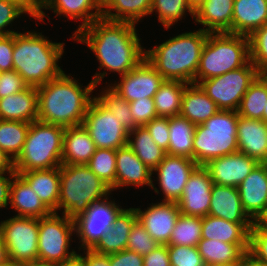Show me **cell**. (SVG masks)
Masks as SVG:
<instances>
[{
    "mask_svg": "<svg viewBox=\"0 0 267 266\" xmlns=\"http://www.w3.org/2000/svg\"><path fill=\"white\" fill-rule=\"evenodd\" d=\"M137 35L134 23L101 17L73 36L74 41L86 44L93 51L100 64L99 70L105 69L95 72L91 80L95 87L108 74L106 70L123 76L145 58V49Z\"/></svg>",
    "mask_w": 267,
    "mask_h": 266,
    "instance_id": "obj_1",
    "label": "cell"
},
{
    "mask_svg": "<svg viewBox=\"0 0 267 266\" xmlns=\"http://www.w3.org/2000/svg\"><path fill=\"white\" fill-rule=\"evenodd\" d=\"M64 72L46 84L38 86V118L43 123L64 128L82 125L87 108L93 99L95 85L90 81L86 87Z\"/></svg>",
    "mask_w": 267,
    "mask_h": 266,
    "instance_id": "obj_2",
    "label": "cell"
},
{
    "mask_svg": "<svg viewBox=\"0 0 267 266\" xmlns=\"http://www.w3.org/2000/svg\"><path fill=\"white\" fill-rule=\"evenodd\" d=\"M64 43L52 42L36 31L14 33L13 70L28 86H41L64 71L58 65Z\"/></svg>",
    "mask_w": 267,
    "mask_h": 266,
    "instance_id": "obj_3",
    "label": "cell"
},
{
    "mask_svg": "<svg viewBox=\"0 0 267 266\" xmlns=\"http://www.w3.org/2000/svg\"><path fill=\"white\" fill-rule=\"evenodd\" d=\"M208 33L202 28L186 32L145 50L147 61L164 80L194 84Z\"/></svg>",
    "mask_w": 267,
    "mask_h": 266,
    "instance_id": "obj_4",
    "label": "cell"
},
{
    "mask_svg": "<svg viewBox=\"0 0 267 266\" xmlns=\"http://www.w3.org/2000/svg\"><path fill=\"white\" fill-rule=\"evenodd\" d=\"M111 187L100 179L87 165L60 166V196L57 211L70 219L85 212L97 200L110 195Z\"/></svg>",
    "mask_w": 267,
    "mask_h": 266,
    "instance_id": "obj_5",
    "label": "cell"
},
{
    "mask_svg": "<svg viewBox=\"0 0 267 266\" xmlns=\"http://www.w3.org/2000/svg\"><path fill=\"white\" fill-rule=\"evenodd\" d=\"M250 61L249 38L232 33H208L194 84L245 66Z\"/></svg>",
    "mask_w": 267,
    "mask_h": 266,
    "instance_id": "obj_6",
    "label": "cell"
},
{
    "mask_svg": "<svg viewBox=\"0 0 267 266\" xmlns=\"http://www.w3.org/2000/svg\"><path fill=\"white\" fill-rule=\"evenodd\" d=\"M237 111L219 110L194 132V161L204 166L210 160L238 152Z\"/></svg>",
    "mask_w": 267,
    "mask_h": 266,
    "instance_id": "obj_7",
    "label": "cell"
},
{
    "mask_svg": "<svg viewBox=\"0 0 267 266\" xmlns=\"http://www.w3.org/2000/svg\"><path fill=\"white\" fill-rule=\"evenodd\" d=\"M64 131L62 126L38 120L30 123L23 149L14 161V171L27 172L61 166Z\"/></svg>",
    "mask_w": 267,
    "mask_h": 266,
    "instance_id": "obj_8",
    "label": "cell"
},
{
    "mask_svg": "<svg viewBox=\"0 0 267 266\" xmlns=\"http://www.w3.org/2000/svg\"><path fill=\"white\" fill-rule=\"evenodd\" d=\"M256 66L249 61L245 66L198 83L219 110L237 111L242 97L259 76Z\"/></svg>",
    "mask_w": 267,
    "mask_h": 266,
    "instance_id": "obj_9",
    "label": "cell"
},
{
    "mask_svg": "<svg viewBox=\"0 0 267 266\" xmlns=\"http://www.w3.org/2000/svg\"><path fill=\"white\" fill-rule=\"evenodd\" d=\"M75 232L74 220L52 212L39 218L38 261L57 265L76 253L69 251Z\"/></svg>",
    "mask_w": 267,
    "mask_h": 266,
    "instance_id": "obj_10",
    "label": "cell"
},
{
    "mask_svg": "<svg viewBox=\"0 0 267 266\" xmlns=\"http://www.w3.org/2000/svg\"><path fill=\"white\" fill-rule=\"evenodd\" d=\"M0 232L10 262L22 264L38 261L39 218L10 217L0 222Z\"/></svg>",
    "mask_w": 267,
    "mask_h": 266,
    "instance_id": "obj_11",
    "label": "cell"
},
{
    "mask_svg": "<svg viewBox=\"0 0 267 266\" xmlns=\"http://www.w3.org/2000/svg\"><path fill=\"white\" fill-rule=\"evenodd\" d=\"M109 195L97 200L74 219V227L81 249H92L103 235L110 230L118 214L124 209Z\"/></svg>",
    "mask_w": 267,
    "mask_h": 266,
    "instance_id": "obj_12",
    "label": "cell"
},
{
    "mask_svg": "<svg viewBox=\"0 0 267 266\" xmlns=\"http://www.w3.org/2000/svg\"><path fill=\"white\" fill-rule=\"evenodd\" d=\"M119 120L93 97L87 108L83 126L88 130L96 148L117 150L128 145L129 136V131Z\"/></svg>",
    "mask_w": 267,
    "mask_h": 266,
    "instance_id": "obj_13",
    "label": "cell"
},
{
    "mask_svg": "<svg viewBox=\"0 0 267 266\" xmlns=\"http://www.w3.org/2000/svg\"><path fill=\"white\" fill-rule=\"evenodd\" d=\"M118 83L109 84L127 102L152 98L164 82L163 76L144 58L135 68L123 76Z\"/></svg>",
    "mask_w": 267,
    "mask_h": 266,
    "instance_id": "obj_14",
    "label": "cell"
},
{
    "mask_svg": "<svg viewBox=\"0 0 267 266\" xmlns=\"http://www.w3.org/2000/svg\"><path fill=\"white\" fill-rule=\"evenodd\" d=\"M198 167L193 159L166 154L161 163L153 170L157 173L163 201L178 202L189 176Z\"/></svg>",
    "mask_w": 267,
    "mask_h": 266,
    "instance_id": "obj_15",
    "label": "cell"
},
{
    "mask_svg": "<svg viewBox=\"0 0 267 266\" xmlns=\"http://www.w3.org/2000/svg\"><path fill=\"white\" fill-rule=\"evenodd\" d=\"M137 221L146 229L159 245H167L170 241L172 230L180 216L179 206L176 202H157L150 204L144 211L134 208Z\"/></svg>",
    "mask_w": 267,
    "mask_h": 266,
    "instance_id": "obj_16",
    "label": "cell"
},
{
    "mask_svg": "<svg viewBox=\"0 0 267 266\" xmlns=\"http://www.w3.org/2000/svg\"><path fill=\"white\" fill-rule=\"evenodd\" d=\"M213 181L204 166H198L189 176L178 200L180 214L205 217L209 213Z\"/></svg>",
    "mask_w": 267,
    "mask_h": 266,
    "instance_id": "obj_17",
    "label": "cell"
},
{
    "mask_svg": "<svg viewBox=\"0 0 267 266\" xmlns=\"http://www.w3.org/2000/svg\"><path fill=\"white\" fill-rule=\"evenodd\" d=\"M257 164L255 159L236 152L214 158L204 167L214 184L238 187Z\"/></svg>",
    "mask_w": 267,
    "mask_h": 266,
    "instance_id": "obj_18",
    "label": "cell"
},
{
    "mask_svg": "<svg viewBox=\"0 0 267 266\" xmlns=\"http://www.w3.org/2000/svg\"><path fill=\"white\" fill-rule=\"evenodd\" d=\"M237 188L244 211L259 221L267 213V163H258Z\"/></svg>",
    "mask_w": 267,
    "mask_h": 266,
    "instance_id": "obj_19",
    "label": "cell"
},
{
    "mask_svg": "<svg viewBox=\"0 0 267 266\" xmlns=\"http://www.w3.org/2000/svg\"><path fill=\"white\" fill-rule=\"evenodd\" d=\"M42 9L52 10L60 18L63 15L71 20H82V24L73 33L72 39L78 31L102 17L101 0H41L40 12L35 18L41 22L47 17Z\"/></svg>",
    "mask_w": 267,
    "mask_h": 266,
    "instance_id": "obj_20",
    "label": "cell"
},
{
    "mask_svg": "<svg viewBox=\"0 0 267 266\" xmlns=\"http://www.w3.org/2000/svg\"><path fill=\"white\" fill-rule=\"evenodd\" d=\"M152 175L153 171L136 156L128 145L117 149L115 189L129 185L135 187L147 185L159 194L160 190L154 186Z\"/></svg>",
    "mask_w": 267,
    "mask_h": 266,
    "instance_id": "obj_21",
    "label": "cell"
},
{
    "mask_svg": "<svg viewBox=\"0 0 267 266\" xmlns=\"http://www.w3.org/2000/svg\"><path fill=\"white\" fill-rule=\"evenodd\" d=\"M237 143L238 152L258 163H267V124L263 120L239 116Z\"/></svg>",
    "mask_w": 267,
    "mask_h": 266,
    "instance_id": "obj_22",
    "label": "cell"
},
{
    "mask_svg": "<svg viewBox=\"0 0 267 266\" xmlns=\"http://www.w3.org/2000/svg\"><path fill=\"white\" fill-rule=\"evenodd\" d=\"M254 223H233L222 218L206 215L202 217L201 234L203 239H214L237 244L247 255L250 230Z\"/></svg>",
    "mask_w": 267,
    "mask_h": 266,
    "instance_id": "obj_23",
    "label": "cell"
},
{
    "mask_svg": "<svg viewBox=\"0 0 267 266\" xmlns=\"http://www.w3.org/2000/svg\"><path fill=\"white\" fill-rule=\"evenodd\" d=\"M208 215L233 223H254L244 211L237 187L214 184Z\"/></svg>",
    "mask_w": 267,
    "mask_h": 266,
    "instance_id": "obj_24",
    "label": "cell"
},
{
    "mask_svg": "<svg viewBox=\"0 0 267 266\" xmlns=\"http://www.w3.org/2000/svg\"><path fill=\"white\" fill-rule=\"evenodd\" d=\"M37 118V87L28 86L14 95L0 98V119L32 123Z\"/></svg>",
    "mask_w": 267,
    "mask_h": 266,
    "instance_id": "obj_25",
    "label": "cell"
},
{
    "mask_svg": "<svg viewBox=\"0 0 267 266\" xmlns=\"http://www.w3.org/2000/svg\"><path fill=\"white\" fill-rule=\"evenodd\" d=\"M95 150V143L83 124L65 128L62 145V164L86 165Z\"/></svg>",
    "mask_w": 267,
    "mask_h": 266,
    "instance_id": "obj_26",
    "label": "cell"
},
{
    "mask_svg": "<svg viewBox=\"0 0 267 266\" xmlns=\"http://www.w3.org/2000/svg\"><path fill=\"white\" fill-rule=\"evenodd\" d=\"M233 4L234 0H205L193 20L207 33H232Z\"/></svg>",
    "mask_w": 267,
    "mask_h": 266,
    "instance_id": "obj_27",
    "label": "cell"
},
{
    "mask_svg": "<svg viewBox=\"0 0 267 266\" xmlns=\"http://www.w3.org/2000/svg\"><path fill=\"white\" fill-rule=\"evenodd\" d=\"M267 24V0H234L232 34L249 37Z\"/></svg>",
    "mask_w": 267,
    "mask_h": 266,
    "instance_id": "obj_28",
    "label": "cell"
},
{
    "mask_svg": "<svg viewBox=\"0 0 267 266\" xmlns=\"http://www.w3.org/2000/svg\"><path fill=\"white\" fill-rule=\"evenodd\" d=\"M16 173L30 185L51 212L57 213V203L60 196V166L52 169Z\"/></svg>",
    "mask_w": 267,
    "mask_h": 266,
    "instance_id": "obj_29",
    "label": "cell"
},
{
    "mask_svg": "<svg viewBox=\"0 0 267 266\" xmlns=\"http://www.w3.org/2000/svg\"><path fill=\"white\" fill-rule=\"evenodd\" d=\"M13 179L9 204L17 211L15 216L41 218L52 213L19 174H16Z\"/></svg>",
    "mask_w": 267,
    "mask_h": 266,
    "instance_id": "obj_30",
    "label": "cell"
},
{
    "mask_svg": "<svg viewBox=\"0 0 267 266\" xmlns=\"http://www.w3.org/2000/svg\"><path fill=\"white\" fill-rule=\"evenodd\" d=\"M136 221L137 214L134 208L123 209L116 217L110 230L103 235L92 250L107 255L125 250L131 228Z\"/></svg>",
    "mask_w": 267,
    "mask_h": 266,
    "instance_id": "obj_31",
    "label": "cell"
},
{
    "mask_svg": "<svg viewBox=\"0 0 267 266\" xmlns=\"http://www.w3.org/2000/svg\"><path fill=\"white\" fill-rule=\"evenodd\" d=\"M219 109L198 84H188L183 91L180 114L195 125L203 124Z\"/></svg>",
    "mask_w": 267,
    "mask_h": 266,
    "instance_id": "obj_32",
    "label": "cell"
},
{
    "mask_svg": "<svg viewBox=\"0 0 267 266\" xmlns=\"http://www.w3.org/2000/svg\"><path fill=\"white\" fill-rule=\"evenodd\" d=\"M152 2L153 0H101L102 18L137 24L141 18L150 15Z\"/></svg>",
    "mask_w": 267,
    "mask_h": 266,
    "instance_id": "obj_33",
    "label": "cell"
},
{
    "mask_svg": "<svg viewBox=\"0 0 267 266\" xmlns=\"http://www.w3.org/2000/svg\"><path fill=\"white\" fill-rule=\"evenodd\" d=\"M196 125L177 115L169 117V147L166 154L194 160V132Z\"/></svg>",
    "mask_w": 267,
    "mask_h": 266,
    "instance_id": "obj_34",
    "label": "cell"
},
{
    "mask_svg": "<svg viewBox=\"0 0 267 266\" xmlns=\"http://www.w3.org/2000/svg\"><path fill=\"white\" fill-rule=\"evenodd\" d=\"M197 249L205 264H240L248 255L237 245L214 239H201Z\"/></svg>",
    "mask_w": 267,
    "mask_h": 266,
    "instance_id": "obj_35",
    "label": "cell"
},
{
    "mask_svg": "<svg viewBox=\"0 0 267 266\" xmlns=\"http://www.w3.org/2000/svg\"><path fill=\"white\" fill-rule=\"evenodd\" d=\"M128 146L152 171L166 156V151L154 142L145 126H137L129 131Z\"/></svg>",
    "mask_w": 267,
    "mask_h": 266,
    "instance_id": "obj_36",
    "label": "cell"
},
{
    "mask_svg": "<svg viewBox=\"0 0 267 266\" xmlns=\"http://www.w3.org/2000/svg\"><path fill=\"white\" fill-rule=\"evenodd\" d=\"M188 83L164 80L153 100L158 117H174L180 114L183 91Z\"/></svg>",
    "mask_w": 267,
    "mask_h": 266,
    "instance_id": "obj_37",
    "label": "cell"
},
{
    "mask_svg": "<svg viewBox=\"0 0 267 266\" xmlns=\"http://www.w3.org/2000/svg\"><path fill=\"white\" fill-rule=\"evenodd\" d=\"M267 102V75H259L242 97L239 116L263 120Z\"/></svg>",
    "mask_w": 267,
    "mask_h": 266,
    "instance_id": "obj_38",
    "label": "cell"
},
{
    "mask_svg": "<svg viewBox=\"0 0 267 266\" xmlns=\"http://www.w3.org/2000/svg\"><path fill=\"white\" fill-rule=\"evenodd\" d=\"M30 123L0 119V148L14 162L20 155Z\"/></svg>",
    "mask_w": 267,
    "mask_h": 266,
    "instance_id": "obj_39",
    "label": "cell"
},
{
    "mask_svg": "<svg viewBox=\"0 0 267 266\" xmlns=\"http://www.w3.org/2000/svg\"><path fill=\"white\" fill-rule=\"evenodd\" d=\"M202 217L180 214L167 245L197 246L202 239Z\"/></svg>",
    "mask_w": 267,
    "mask_h": 266,
    "instance_id": "obj_40",
    "label": "cell"
},
{
    "mask_svg": "<svg viewBox=\"0 0 267 266\" xmlns=\"http://www.w3.org/2000/svg\"><path fill=\"white\" fill-rule=\"evenodd\" d=\"M103 89L100 95L94 97L106 109L112 112L116 118L120 119V124L125 127L127 131L134 130L137 125L132 118L130 103L116 93L110 86Z\"/></svg>",
    "mask_w": 267,
    "mask_h": 266,
    "instance_id": "obj_41",
    "label": "cell"
},
{
    "mask_svg": "<svg viewBox=\"0 0 267 266\" xmlns=\"http://www.w3.org/2000/svg\"><path fill=\"white\" fill-rule=\"evenodd\" d=\"M116 152L114 149L96 148L95 153L86 164L100 179L115 190Z\"/></svg>",
    "mask_w": 267,
    "mask_h": 266,
    "instance_id": "obj_42",
    "label": "cell"
},
{
    "mask_svg": "<svg viewBox=\"0 0 267 266\" xmlns=\"http://www.w3.org/2000/svg\"><path fill=\"white\" fill-rule=\"evenodd\" d=\"M194 18V12L188 6L186 0H153L150 14H158V22L164 28L169 29L173 24L184 17L187 11Z\"/></svg>",
    "mask_w": 267,
    "mask_h": 266,
    "instance_id": "obj_43",
    "label": "cell"
},
{
    "mask_svg": "<svg viewBox=\"0 0 267 266\" xmlns=\"http://www.w3.org/2000/svg\"><path fill=\"white\" fill-rule=\"evenodd\" d=\"M248 38L250 61L260 75H267V24L258 28Z\"/></svg>",
    "mask_w": 267,
    "mask_h": 266,
    "instance_id": "obj_44",
    "label": "cell"
},
{
    "mask_svg": "<svg viewBox=\"0 0 267 266\" xmlns=\"http://www.w3.org/2000/svg\"><path fill=\"white\" fill-rule=\"evenodd\" d=\"M248 257L262 266H267V227L260 221H255L250 230Z\"/></svg>",
    "mask_w": 267,
    "mask_h": 266,
    "instance_id": "obj_45",
    "label": "cell"
},
{
    "mask_svg": "<svg viewBox=\"0 0 267 266\" xmlns=\"http://www.w3.org/2000/svg\"><path fill=\"white\" fill-rule=\"evenodd\" d=\"M159 244L151 237L139 221H136L128 236L126 249L142 256L148 255Z\"/></svg>",
    "mask_w": 267,
    "mask_h": 266,
    "instance_id": "obj_46",
    "label": "cell"
},
{
    "mask_svg": "<svg viewBox=\"0 0 267 266\" xmlns=\"http://www.w3.org/2000/svg\"><path fill=\"white\" fill-rule=\"evenodd\" d=\"M170 266H205L197 246L167 245Z\"/></svg>",
    "mask_w": 267,
    "mask_h": 266,
    "instance_id": "obj_47",
    "label": "cell"
},
{
    "mask_svg": "<svg viewBox=\"0 0 267 266\" xmlns=\"http://www.w3.org/2000/svg\"><path fill=\"white\" fill-rule=\"evenodd\" d=\"M29 12L18 2L13 0H0V36L17 33L10 29H5L14 20Z\"/></svg>",
    "mask_w": 267,
    "mask_h": 266,
    "instance_id": "obj_48",
    "label": "cell"
},
{
    "mask_svg": "<svg viewBox=\"0 0 267 266\" xmlns=\"http://www.w3.org/2000/svg\"><path fill=\"white\" fill-rule=\"evenodd\" d=\"M129 103L132 118L137 126H145L152 119L158 117L152 98L139 99Z\"/></svg>",
    "mask_w": 267,
    "mask_h": 266,
    "instance_id": "obj_49",
    "label": "cell"
},
{
    "mask_svg": "<svg viewBox=\"0 0 267 266\" xmlns=\"http://www.w3.org/2000/svg\"><path fill=\"white\" fill-rule=\"evenodd\" d=\"M154 142L166 152L169 147V117H157L145 125Z\"/></svg>",
    "mask_w": 267,
    "mask_h": 266,
    "instance_id": "obj_50",
    "label": "cell"
},
{
    "mask_svg": "<svg viewBox=\"0 0 267 266\" xmlns=\"http://www.w3.org/2000/svg\"><path fill=\"white\" fill-rule=\"evenodd\" d=\"M27 87V83L15 70L3 71L0 75V98L14 95Z\"/></svg>",
    "mask_w": 267,
    "mask_h": 266,
    "instance_id": "obj_51",
    "label": "cell"
},
{
    "mask_svg": "<svg viewBox=\"0 0 267 266\" xmlns=\"http://www.w3.org/2000/svg\"><path fill=\"white\" fill-rule=\"evenodd\" d=\"M14 34L0 36V70H13Z\"/></svg>",
    "mask_w": 267,
    "mask_h": 266,
    "instance_id": "obj_52",
    "label": "cell"
},
{
    "mask_svg": "<svg viewBox=\"0 0 267 266\" xmlns=\"http://www.w3.org/2000/svg\"><path fill=\"white\" fill-rule=\"evenodd\" d=\"M110 266H143V256L127 249L109 254Z\"/></svg>",
    "mask_w": 267,
    "mask_h": 266,
    "instance_id": "obj_53",
    "label": "cell"
},
{
    "mask_svg": "<svg viewBox=\"0 0 267 266\" xmlns=\"http://www.w3.org/2000/svg\"><path fill=\"white\" fill-rule=\"evenodd\" d=\"M143 266H170L167 245H159L148 255L143 256Z\"/></svg>",
    "mask_w": 267,
    "mask_h": 266,
    "instance_id": "obj_54",
    "label": "cell"
},
{
    "mask_svg": "<svg viewBox=\"0 0 267 266\" xmlns=\"http://www.w3.org/2000/svg\"><path fill=\"white\" fill-rule=\"evenodd\" d=\"M16 174L17 173H8V177L5 176V174H0V209L7 208L9 205L11 184Z\"/></svg>",
    "mask_w": 267,
    "mask_h": 266,
    "instance_id": "obj_55",
    "label": "cell"
},
{
    "mask_svg": "<svg viewBox=\"0 0 267 266\" xmlns=\"http://www.w3.org/2000/svg\"><path fill=\"white\" fill-rule=\"evenodd\" d=\"M86 266H110V257L107 254H100L92 249H84Z\"/></svg>",
    "mask_w": 267,
    "mask_h": 266,
    "instance_id": "obj_56",
    "label": "cell"
},
{
    "mask_svg": "<svg viewBox=\"0 0 267 266\" xmlns=\"http://www.w3.org/2000/svg\"><path fill=\"white\" fill-rule=\"evenodd\" d=\"M21 4L28 12L30 17L36 18L40 12L41 0H13Z\"/></svg>",
    "mask_w": 267,
    "mask_h": 266,
    "instance_id": "obj_57",
    "label": "cell"
},
{
    "mask_svg": "<svg viewBox=\"0 0 267 266\" xmlns=\"http://www.w3.org/2000/svg\"><path fill=\"white\" fill-rule=\"evenodd\" d=\"M16 173L14 171V162L10 157L0 148V174Z\"/></svg>",
    "mask_w": 267,
    "mask_h": 266,
    "instance_id": "obj_58",
    "label": "cell"
},
{
    "mask_svg": "<svg viewBox=\"0 0 267 266\" xmlns=\"http://www.w3.org/2000/svg\"><path fill=\"white\" fill-rule=\"evenodd\" d=\"M55 266H86V262L84 256L76 252L74 255Z\"/></svg>",
    "mask_w": 267,
    "mask_h": 266,
    "instance_id": "obj_59",
    "label": "cell"
},
{
    "mask_svg": "<svg viewBox=\"0 0 267 266\" xmlns=\"http://www.w3.org/2000/svg\"><path fill=\"white\" fill-rule=\"evenodd\" d=\"M9 256L7 253V249L5 243L3 241L1 232H0V266H5L9 263Z\"/></svg>",
    "mask_w": 267,
    "mask_h": 266,
    "instance_id": "obj_60",
    "label": "cell"
},
{
    "mask_svg": "<svg viewBox=\"0 0 267 266\" xmlns=\"http://www.w3.org/2000/svg\"><path fill=\"white\" fill-rule=\"evenodd\" d=\"M205 0H186L190 9L195 13Z\"/></svg>",
    "mask_w": 267,
    "mask_h": 266,
    "instance_id": "obj_61",
    "label": "cell"
},
{
    "mask_svg": "<svg viewBox=\"0 0 267 266\" xmlns=\"http://www.w3.org/2000/svg\"><path fill=\"white\" fill-rule=\"evenodd\" d=\"M19 266H55L52 264H47L45 262L35 261L19 264Z\"/></svg>",
    "mask_w": 267,
    "mask_h": 266,
    "instance_id": "obj_62",
    "label": "cell"
},
{
    "mask_svg": "<svg viewBox=\"0 0 267 266\" xmlns=\"http://www.w3.org/2000/svg\"><path fill=\"white\" fill-rule=\"evenodd\" d=\"M239 266H262L256 262H254L251 258L248 256L239 264Z\"/></svg>",
    "mask_w": 267,
    "mask_h": 266,
    "instance_id": "obj_63",
    "label": "cell"
},
{
    "mask_svg": "<svg viewBox=\"0 0 267 266\" xmlns=\"http://www.w3.org/2000/svg\"><path fill=\"white\" fill-rule=\"evenodd\" d=\"M205 266H239V264H205Z\"/></svg>",
    "mask_w": 267,
    "mask_h": 266,
    "instance_id": "obj_64",
    "label": "cell"
},
{
    "mask_svg": "<svg viewBox=\"0 0 267 266\" xmlns=\"http://www.w3.org/2000/svg\"><path fill=\"white\" fill-rule=\"evenodd\" d=\"M259 221L267 227V213Z\"/></svg>",
    "mask_w": 267,
    "mask_h": 266,
    "instance_id": "obj_65",
    "label": "cell"
},
{
    "mask_svg": "<svg viewBox=\"0 0 267 266\" xmlns=\"http://www.w3.org/2000/svg\"><path fill=\"white\" fill-rule=\"evenodd\" d=\"M263 121L267 124V102L265 106V111L263 113Z\"/></svg>",
    "mask_w": 267,
    "mask_h": 266,
    "instance_id": "obj_66",
    "label": "cell"
},
{
    "mask_svg": "<svg viewBox=\"0 0 267 266\" xmlns=\"http://www.w3.org/2000/svg\"><path fill=\"white\" fill-rule=\"evenodd\" d=\"M5 266H19V264H14V263H12V262H9L7 265H5Z\"/></svg>",
    "mask_w": 267,
    "mask_h": 266,
    "instance_id": "obj_67",
    "label": "cell"
}]
</instances>
